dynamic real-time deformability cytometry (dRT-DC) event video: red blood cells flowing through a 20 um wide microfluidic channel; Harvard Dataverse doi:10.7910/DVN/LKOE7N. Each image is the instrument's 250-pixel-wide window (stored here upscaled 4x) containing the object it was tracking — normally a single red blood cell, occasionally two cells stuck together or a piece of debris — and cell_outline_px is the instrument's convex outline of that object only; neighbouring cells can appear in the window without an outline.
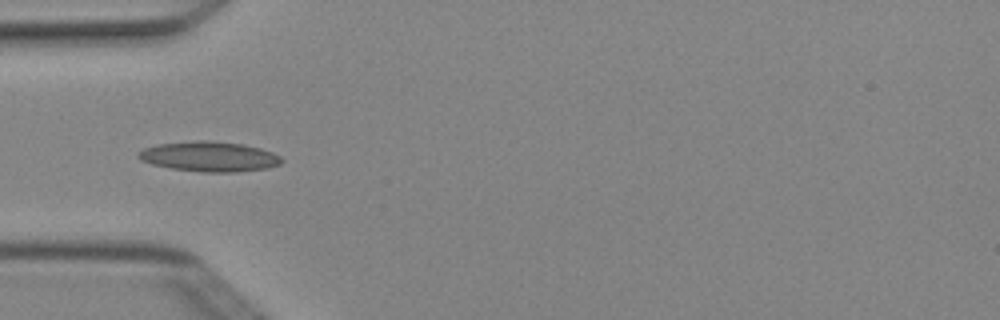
{"species": "Egyptian fruit bat (a non-hibernating species)", "species_latin": "Rousettus aegyptiacus", "temperature_condition": "cold", "stored_images_in_passage": 5, "camera_frame_rate_fps": 3000, "um_per_image_px": 0.085, "animal": {"sex": "female"}, "frame": {"image": 1, "passage_image": 4, "time_ms": 1.0, "image_size_px": [1000, 320], "cell_outline_px": [[284, 160], [280, 164], [268, 168], [236, 172], [204, 172], [172, 168], [152, 164], [140, 160], [136, 156], [136, 152], [144, 148], [156, 144], [200, 140], [208, 140], [244, 144], [260, 148], [272, 152], [280, 156]], "centroid_in_image_um": [17.78, 13.3], "position_along_channel_um": 67.2, "area_um2": 25.2}}
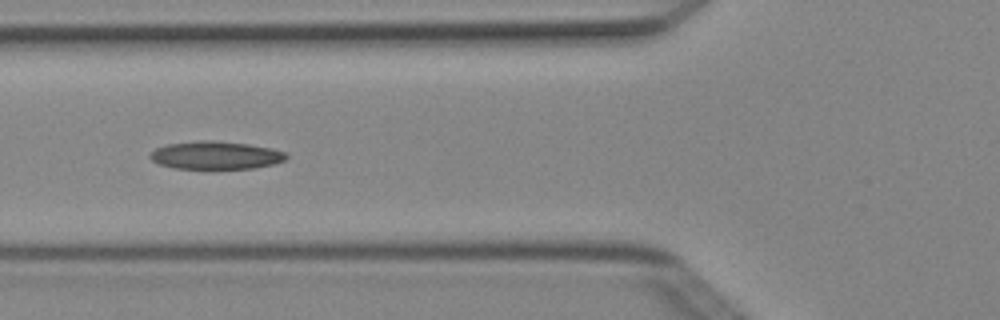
{"frame": {"image": 2, "passage_image": 5, "time_ms": 1.333, "image_size_px": [1000, 320], "cell_outline_px": [[288, 156], [284, 160], [272, 164], [252, 168], [176, 168], [160, 164], [152, 160], [148, 156], [156, 148], [168, 144], [200, 140], [212, 140], [248, 144], [272, 148], [284, 152]], "centroid_in_image_um": [18.33, 13.18], "position_along_channel_um": 107.5, "area_um2": 21.85}}